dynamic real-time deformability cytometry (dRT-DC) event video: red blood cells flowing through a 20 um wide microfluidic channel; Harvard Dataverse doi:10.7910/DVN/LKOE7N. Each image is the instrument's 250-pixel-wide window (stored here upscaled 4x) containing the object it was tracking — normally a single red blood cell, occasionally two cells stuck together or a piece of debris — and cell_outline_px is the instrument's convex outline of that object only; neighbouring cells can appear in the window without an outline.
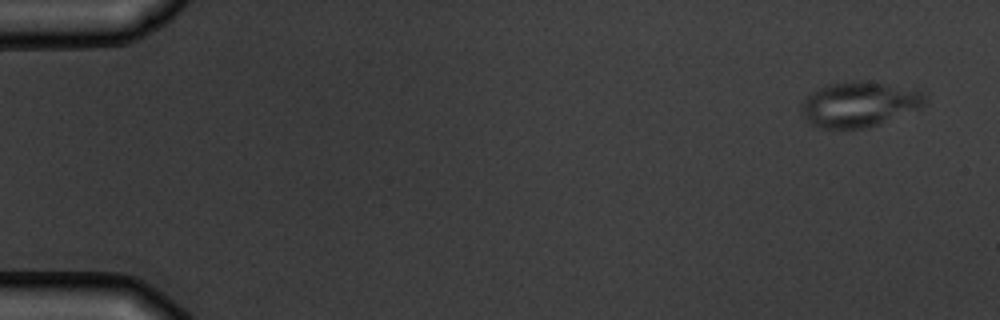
{"species": "common noctule bat (a hibernating species)", "species_latin": "Nyctalus noctula", "temperature_condition": "warm", "stored_images_in_passage": 5, "camera_frame_rate_fps": 3000, "um_per_image_px": 0.085, "animal": {"sex": "male", "body_mass_g": 19.5, "forearm_length_mm": 54.6}, "frame": {"image": 1, "passage_image": 1, "time_ms": 0.0, "image_size_px": [1000, 320], "cell_outline_px": [[928, 100], [920, 108], [880, 124], [868, 128], [820, 128], [808, 124], [800, 108], [804, 100], [816, 88], [828, 84], [852, 80], [864, 80], [924, 92]], "centroid_in_image_um": [73.01, 8.87], "position_along_channel_um": 12.0, "area_um2": 32.66}}